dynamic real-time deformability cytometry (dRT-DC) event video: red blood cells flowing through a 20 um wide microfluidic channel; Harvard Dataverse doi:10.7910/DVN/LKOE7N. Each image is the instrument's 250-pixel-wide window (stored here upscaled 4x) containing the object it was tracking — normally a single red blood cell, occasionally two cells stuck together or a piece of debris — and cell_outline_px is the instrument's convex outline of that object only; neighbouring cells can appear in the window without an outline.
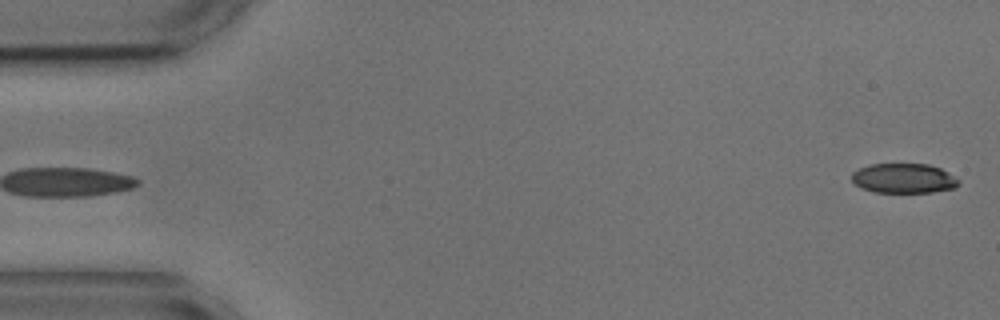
{"species": "common noctule bat (a hibernating species)", "species_latin": "Nyctalus noctula", "temperature_condition": "cold", "stored_images_in_passage": 4, "segment_of_instrument_passage": [2, 2], "camera_frame_rate_fps": 3000, "um_per_image_px": 0.085, "animal": {"sex": "male", "body_mass_g": 17.9, "forearm_length_mm": 54.2}, "frame": {"image": 1, "passage_image": 4, "time_ms": 5.0, "image_size_px": [1000, 320], "cell_outline_px": [[960, 184], [956, 188], [932, 192], [876, 192], [860, 188], [852, 184], [852, 172], [860, 168], [872, 164], [928, 164], [940, 168], [948, 172], [960, 180]], "centroid_in_image_um": [76.82, 15.16], "position_along_channel_um": 8.2, "area_um2": 18.67}}